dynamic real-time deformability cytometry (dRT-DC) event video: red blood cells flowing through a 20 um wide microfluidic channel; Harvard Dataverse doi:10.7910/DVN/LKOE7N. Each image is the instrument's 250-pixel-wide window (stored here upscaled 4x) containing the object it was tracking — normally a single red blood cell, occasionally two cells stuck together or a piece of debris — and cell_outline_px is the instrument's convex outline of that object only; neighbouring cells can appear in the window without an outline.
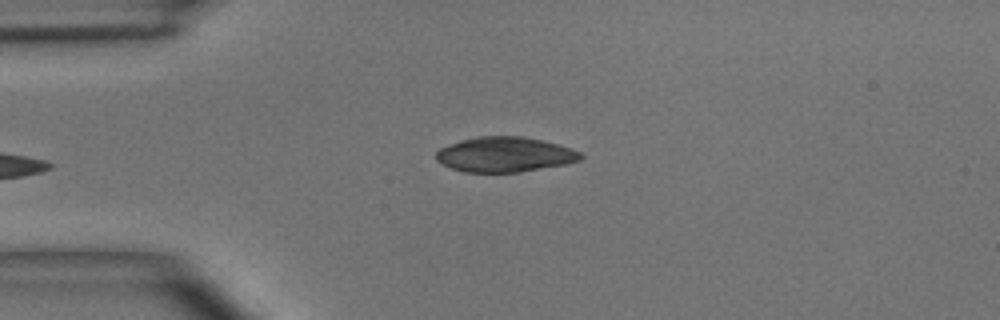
{"species": "common noctule bat (a hibernating species)", "species_latin": "Nyctalus noctula", "temperature_condition": "room temperature", "stored_images_in_passage": 4, "camera_frame_rate_fps": 3000, "um_per_image_px": 0.085, "animal": {"sex": "male", "body_mass_g": 15.6}, "frame": {"image": 1, "passage_image": 4, "time_ms": 3.333, "image_size_px": [1000, 320], "cell_outline_px": [[584, 156], [580, 160], [568, 164], [520, 172], [464, 172], [452, 168], [436, 160], [436, 152], [440, 148], [460, 140], [476, 136], [524, 136], [572, 148], [580, 152]], "centroid_in_image_um": [42.93, 13.13], "position_along_channel_um": 42.1, "area_um2": 29.54}}